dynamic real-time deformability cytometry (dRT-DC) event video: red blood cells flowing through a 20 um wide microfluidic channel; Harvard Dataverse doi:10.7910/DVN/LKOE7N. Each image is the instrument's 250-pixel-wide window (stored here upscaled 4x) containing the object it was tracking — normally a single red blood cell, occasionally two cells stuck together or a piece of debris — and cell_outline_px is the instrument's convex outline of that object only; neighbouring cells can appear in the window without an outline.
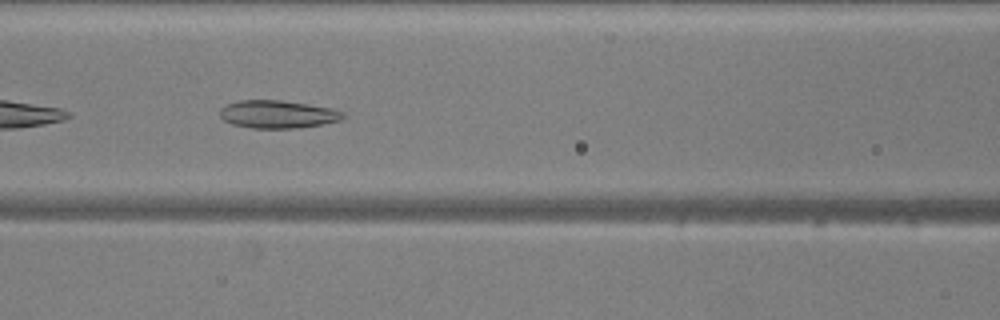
{"species": "common noctule bat (a hibernating species)", "species_latin": "Nyctalus noctula", "temperature_condition": "warm", "stored_images_in_passage": 29, "camera_frame_rate_fps": 3000, "um_per_image_px": 0.085, "animal": {"sex": "male", "body_mass_g": 20.5, "forearm_length_mm": 52.5}, "frame": {"image": 1, "passage_image": 9, "time_ms": 2.667, "image_size_px": [1000, 320], "cell_outline_px": [[344, 116], [340, 120], [300, 128], [252, 128], [232, 124], [224, 120], [220, 116], [220, 108], [228, 104], [240, 100], [280, 100], [332, 108], [344, 112]], "centroid_in_image_um": [23.59, 9.71], "position_along_channel_um": 143.0, "area_um2": 19.83}, "authors_computed_cell_mechanics": {"area_um2": 19.8254, "velocity_mm_per_s": 3.8916, "shape_relaxation_time_tau1_ms": null, "shape_relaxation_time_tau2_ms": 2.7269, "deformation_change_tau1": null, "deformation_change_tau2": 0.0987}}